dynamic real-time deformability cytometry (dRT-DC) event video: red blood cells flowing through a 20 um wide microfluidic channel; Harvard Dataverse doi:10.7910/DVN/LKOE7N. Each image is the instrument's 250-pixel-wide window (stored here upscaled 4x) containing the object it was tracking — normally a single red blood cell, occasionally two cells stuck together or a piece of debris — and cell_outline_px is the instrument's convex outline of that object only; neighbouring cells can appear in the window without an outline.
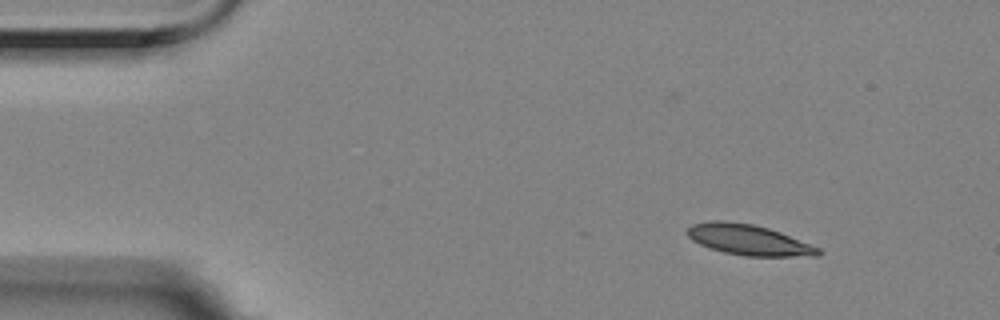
{"species": "Egyptian fruit bat (a non-hibernating species)", "species_latin": "Rousettus aegyptiacus", "temperature_condition": "room temperature", "stored_images_in_passage": 44, "camera_frame_rate_fps": 3000, "um_per_image_px": 0.085, "animal": {"sex": "female"}, "frame": {"image": 1, "passage_image": 1, "time_ms": 0.0, "image_size_px": [1000, 320], "cell_outline_px": [[824, 252], [820, 256], [744, 256], [724, 252], [708, 248], [692, 240], [684, 232], [692, 224], [708, 220], [724, 220], [752, 224], [768, 228], [780, 232], [820, 248]], "centroid_in_image_um": [63.61, 20.38], "position_along_channel_um": 21.4, "area_um2": 23.52}}
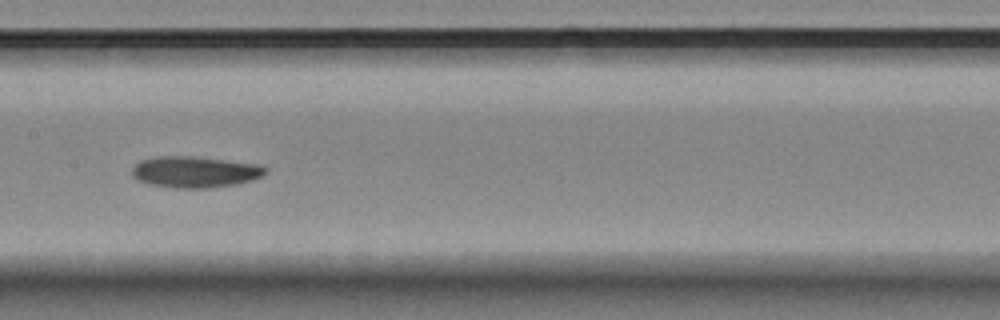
{"frame": {"image": 2, "passage_image": 22, "time_ms": 7.0, "image_size_px": [1000, 320], "cell_outline_px": [[268, 172], [252, 180], [236, 184], [208, 188], [172, 188], [148, 184], [132, 176], [132, 168], [140, 160], [156, 156], [192, 156], [260, 164], [268, 168]], "centroid_in_image_um": [16.57, 14.61], "position_along_channel_um": 190.8, "area_um2": 24.45}}
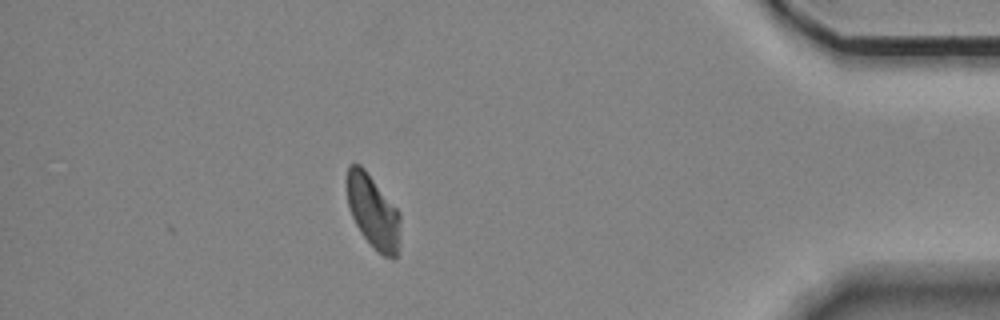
{"frame": {"image": 3, "passage_image": 44, "time_ms": 14.333, "image_size_px": [1000, 320], "cell_outline_px": [[400, 244], [396, 260], [392, 260], [384, 256], [360, 232], [352, 216], [348, 204], [344, 180], [348, 164], [360, 164], [364, 168], [400, 212]], "centroid_in_image_um": [31.7, 17.96], "position_along_channel_um": 403.5, "area_um2": 23.18}, "authors_computed_cell_mechanics": {"area_um2": 23.5535, "velocity_mm_per_s": 3.4974, "shape_relaxation_time_tau1_ms": 3.9276, "shape_relaxation_time_tau2_ms": null, "deformation_change_tau1": 0.1132, "deformation_change_tau2": null}}